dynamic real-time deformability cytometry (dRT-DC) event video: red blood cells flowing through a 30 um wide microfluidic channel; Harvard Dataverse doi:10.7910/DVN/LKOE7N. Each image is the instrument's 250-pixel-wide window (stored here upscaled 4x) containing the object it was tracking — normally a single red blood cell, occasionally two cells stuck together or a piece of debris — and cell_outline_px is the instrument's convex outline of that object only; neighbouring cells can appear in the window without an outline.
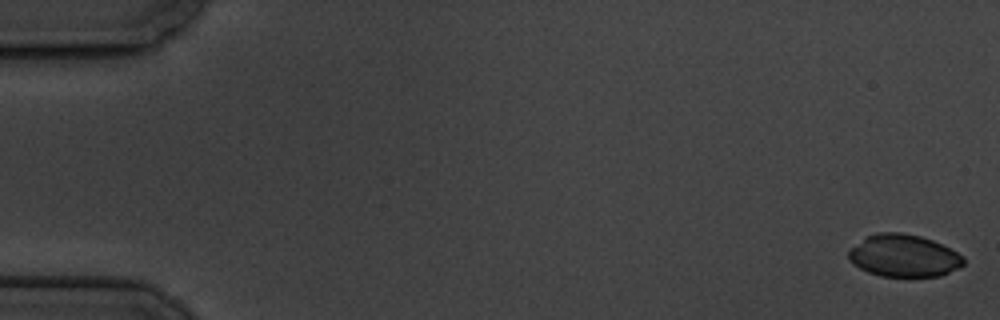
{"species": "common noctule bat (a hibernating species)", "species_latin": "Nyctalus noctula", "temperature_condition": "cold", "stored_images_in_passage": 6, "camera_frame_rate_fps": 3000, "um_per_image_px": 0.085, "animal": {"sex": "male", "body_mass_g": 19.5, "forearm_length_mm": 54.6}, "frame": {"image": 1, "passage_image": 1, "time_ms": 0.0, "image_size_px": [1000, 320], "cell_outline_px": [[964, 264], [960, 268], [940, 276], [880, 276], [868, 272], [852, 264], [848, 260], [848, 252], [852, 248], [868, 236], [876, 232], [900, 232], [920, 236], [932, 240], [964, 256]], "centroid_in_image_um": [76.83, 21.74], "position_along_channel_um": 8.2, "area_um2": 28.21}}